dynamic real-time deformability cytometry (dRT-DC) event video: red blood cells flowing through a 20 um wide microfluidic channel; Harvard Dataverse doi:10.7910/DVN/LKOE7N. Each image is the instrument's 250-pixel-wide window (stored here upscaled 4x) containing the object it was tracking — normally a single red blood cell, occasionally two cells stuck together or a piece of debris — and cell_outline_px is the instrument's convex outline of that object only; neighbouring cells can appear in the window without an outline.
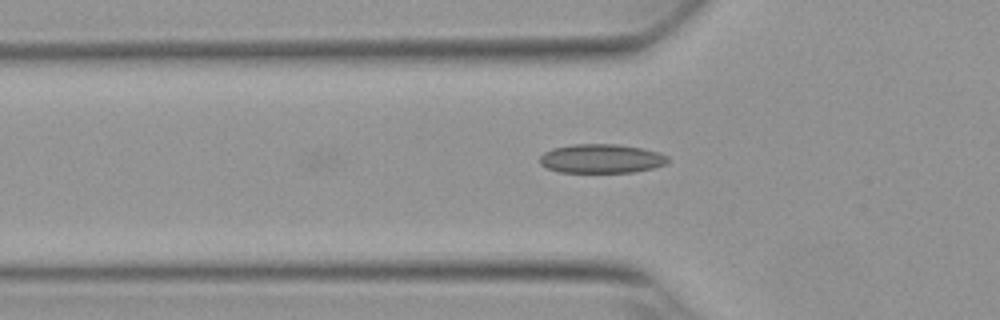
{"species": "Egyptian fruit bat (a non-hibernating species)", "species_latin": "Rousettus aegyptiacus", "temperature_condition": "warm", "stored_images_in_passage": 14, "camera_frame_rate_fps": 3000, "um_per_image_px": 0.085, "animal": {"sex": "female"}, "frame": {"image": 1, "passage_image": 14, "time_ms": 4.333, "image_size_px": [1000, 320], "cell_outline_px": [[668, 164], [652, 168], [632, 172], [560, 172], [548, 168], [540, 164], [540, 156], [544, 152], [552, 148], [572, 144], [616, 144], [640, 148], [660, 152], [668, 156]], "centroid_in_image_um": [51.12, 13.48], "position_along_channel_um": 74.7, "area_um2": 21.68}}